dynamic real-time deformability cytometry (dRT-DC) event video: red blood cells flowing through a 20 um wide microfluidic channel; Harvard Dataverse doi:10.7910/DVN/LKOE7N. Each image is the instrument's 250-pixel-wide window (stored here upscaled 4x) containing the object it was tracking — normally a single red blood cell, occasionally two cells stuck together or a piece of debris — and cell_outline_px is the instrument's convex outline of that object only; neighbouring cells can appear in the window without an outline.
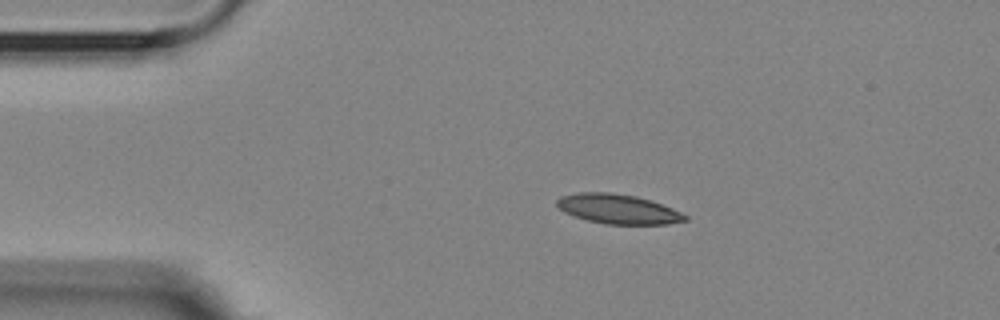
{"species": "Egyptian fruit bat (a non-hibernating species)", "species_latin": "Rousettus aegyptiacus", "temperature_condition": "room temperature", "stored_images_in_passage": 3, "camera_frame_rate_fps": 3000, "um_per_image_px": 0.085, "animal": {"sex": "female"}, "frame": {"image": 1, "passage_image": 1, "time_ms": 0.0, "image_size_px": [1000, 320], "cell_outline_px": [[688, 220], [668, 224], [604, 224], [588, 220], [564, 212], [556, 204], [556, 200], [560, 196], [580, 192], [608, 192], [636, 196], [652, 200], [672, 208], [688, 216]], "centroid_in_image_um": [52.55, 17.76], "position_along_channel_um": 32.5, "area_um2": 22.08}}